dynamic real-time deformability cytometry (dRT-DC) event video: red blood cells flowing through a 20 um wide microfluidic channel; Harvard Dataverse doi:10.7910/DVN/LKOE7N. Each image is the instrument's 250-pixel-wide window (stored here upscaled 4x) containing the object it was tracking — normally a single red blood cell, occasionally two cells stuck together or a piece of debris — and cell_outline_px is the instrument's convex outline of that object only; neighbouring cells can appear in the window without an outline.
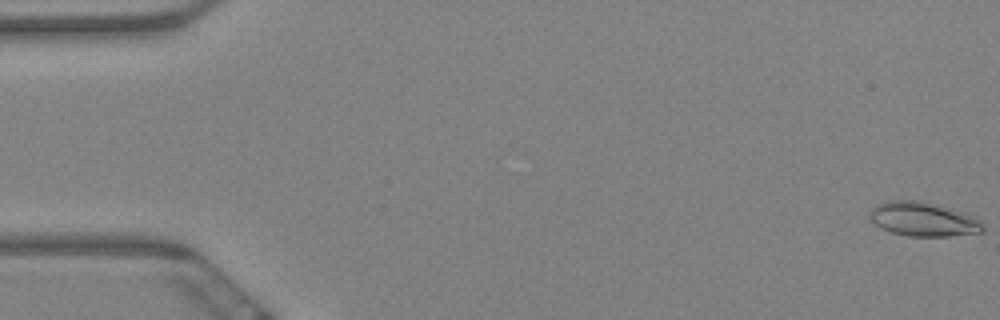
{"species": "Egyptian fruit bat (a non-hibernating species)", "species_latin": "Rousettus aegyptiacus", "temperature_condition": "warm", "stored_images_in_passage": 8, "camera_frame_rate_fps": 3000, "um_per_image_px": 0.085, "animal": {"sex": "female"}, "frame": {"image": 1, "passage_image": 1, "time_ms": 0.0, "image_size_px": [1000, 320], "cell_outline_px": [[984, 232], [952, 236], [908, 236], [892, 232], [880, 228], [868, 216], [872, 208], [876, 204], [888, 200], [916, 200], [964, 212], [976, 216], [984, 224]], "centroid_in_image_um": [78.5, 18.64], "position_along_channel_um": 6.5, "area_um2": 22.6}}
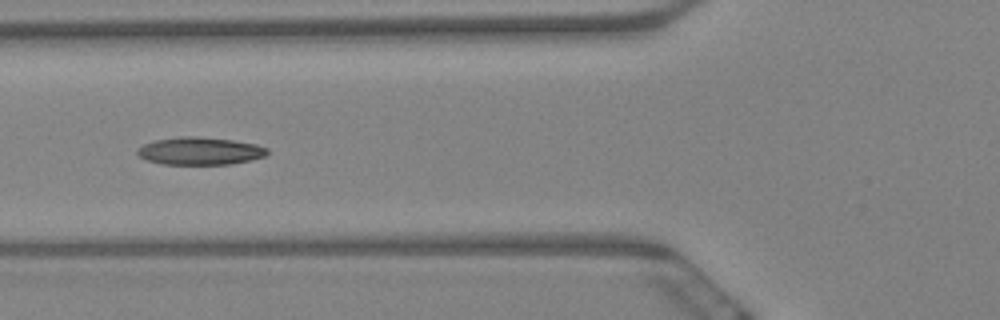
{"frame": {"image": 2, "passage_image": 7, "time_ms": 2.0, "image_size_px": [1000, 320], "cell_outline_px": [[268, 152], [264, 156], [232, 164], [160, 164], [148, 160], [140, 156], [136, 152], [136, 148], [144, 144], [156, 140], [180, 136], [196, 136], [232, 140], [256, 144], [268, 148]], "centroid_in_image_um": [16.97, 12.83], "position_along_channel_um": 108.8, "area_um2": 20.81}}
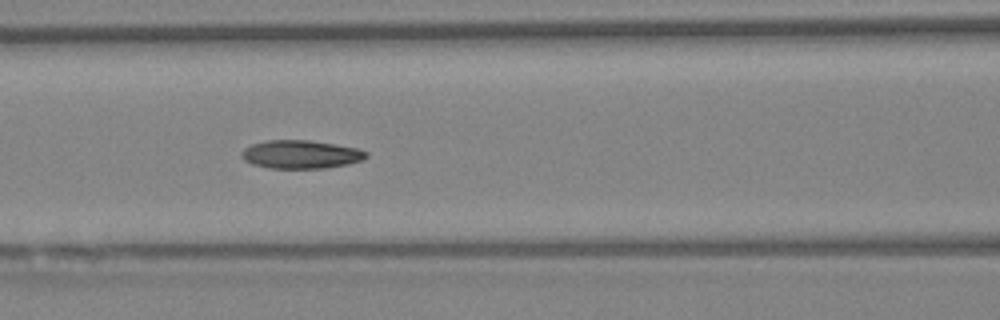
{"frame": {"image": 3, "passage_image": 8, "time_ms": 2.333, "image_size_px": [1000, 320], "cell_outline_px": [[368, 156], [364, 160], [348, 164], [324, 168], [268, 168], [252, 164], [244, 160], [240, 156], [240, 152], [244, 148], [252, 144], [268, 140], [308, 140], [356, 148], [368, 152]], "centroid_in_image_um": [25.55, 13.13], "position_along_channel_um": 141.1, "area_um2": 20.58}}